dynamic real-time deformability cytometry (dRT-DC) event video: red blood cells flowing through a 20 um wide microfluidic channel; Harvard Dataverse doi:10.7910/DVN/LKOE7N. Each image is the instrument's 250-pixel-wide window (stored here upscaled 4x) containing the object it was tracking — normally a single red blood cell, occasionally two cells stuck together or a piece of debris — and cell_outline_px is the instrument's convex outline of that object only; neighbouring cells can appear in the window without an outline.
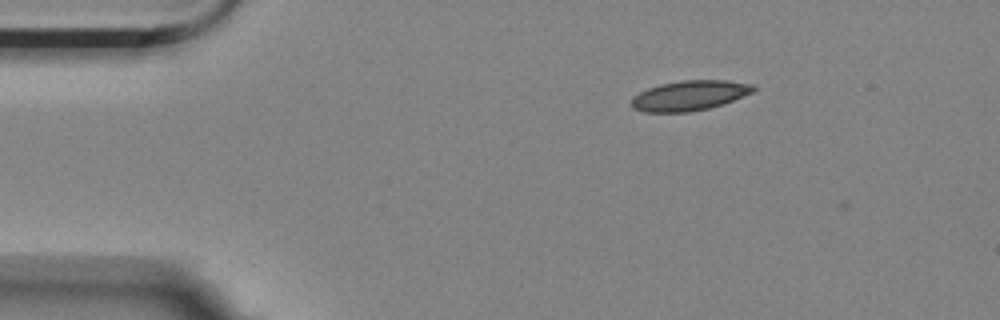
{"species": "Egyptian fruit bat (a non-hibernating species)", "species_latin": "Rousettus aegyptiacus", "temperature_condition": "room temperature", "stored_images_in_passage": 3, "camera_frame_rate_fps": 3000, "um_per_image_px": 0.085, "animal": {"sex": "female"}, "frame": {"image": 1, "passage_image": 1, "time_ms": 0.0, "image_size_px": [1000, 320], "cell_outline_px": [[756, 88], [752, 92], [732, 100], [708, 108], [688, 112], [644, 112], [632, 108], [632, 96], [648, 88], [660, 84], [680, 80], [728, 80], [752, 84]], "centroid_in_image_um": [58.57, 8.11], "position_along_channel_um": 26.4, "area_um2": 21.15}}